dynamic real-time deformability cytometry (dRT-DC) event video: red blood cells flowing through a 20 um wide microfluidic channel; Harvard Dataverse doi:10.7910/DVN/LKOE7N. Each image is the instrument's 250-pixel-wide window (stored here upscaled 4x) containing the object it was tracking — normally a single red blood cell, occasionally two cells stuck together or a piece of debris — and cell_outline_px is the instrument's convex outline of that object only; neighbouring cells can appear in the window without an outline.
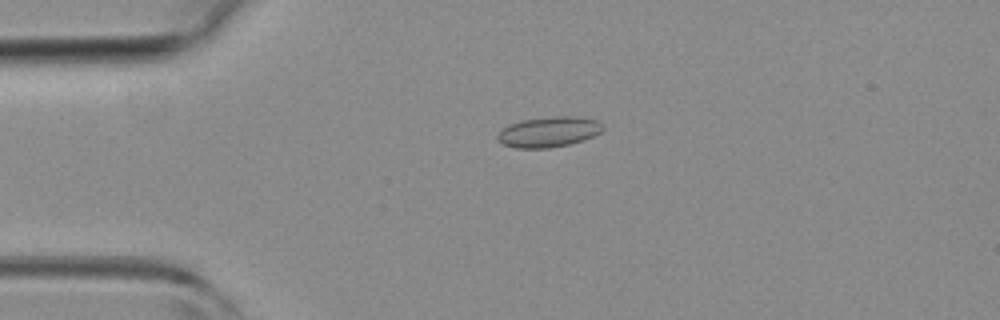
{"species": "common noctule bat (a hibernating species)", "species_latin": "Nyctalus noctula", "temperature_condition": "room temperature", "stored_images_in_passage": 5, "camera_frame_rate_fps": 3000, "um_per_image_px": 0.085, "animal": {"sex": "female", "body_mass_g": 19.3, "forearm_length_mm": 54.1}, "frame": {"image": 1, "passage_image": 3, "time_ms": 2.0, "image_size_px": [1000, 320], "cell_outline_px": [[604, 128], [600, 132], [584, 140], [568, 144], [548, 148], [516, 148], [504, 144], [496, 136], [504, 128], [512, 124], [524, 120], [556, 116], [576, 116], [596, 120]], "centroid_in_image_um": [46.67, 11.21], "position_along_channel_um": 38.3, "area_um2": 18.21}}
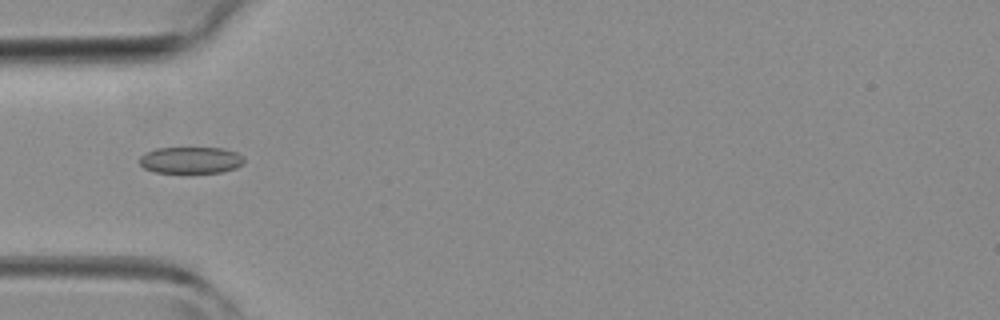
{"frame": {"image": 2, "passage_image": 4, "time_ms": 3.333, "image_size_px": [1000, 320], "cell_outline_px": [[244, 164], [236, 168], [220, 172], [156, 172], [144, 168], [140, 164], [140, 156], [144, 152], [156, 148], [224, 148], [236, 152], [244, 156]], "centroid_in_image_um": [16.23, 13.6], "position_along_channel_um": 68.8, "area_um2": 16.24}}
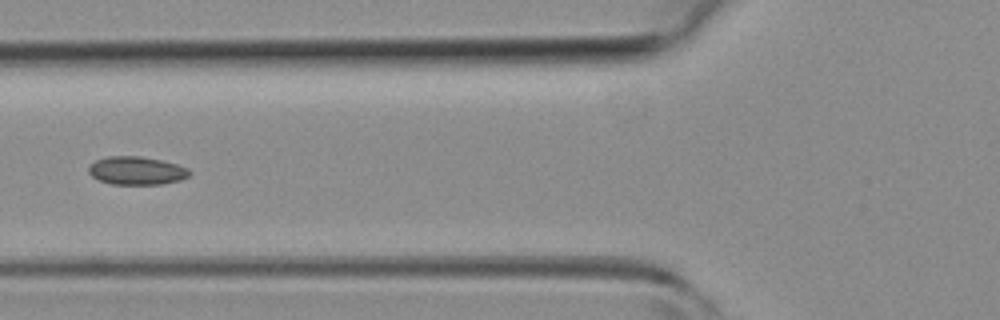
{"frame": {"image": 3, "passage_image": 5, "time_ms": 4.333, "image_size_px": [1000, 320], "cell_outline_px": [[192, 172], [188, 176], [180, 180], [164, 184], [112, 184], [100, 180], [92, 176], [88, 172], [88, 164], [96, 160], [108, 156], [140, 156], [160, 160], [176, 164], [188, 168]], "centroid_in_image_um": [11.6, 14.5], "position_along_channel_um": 114.2, "area_um2": 16.59}}